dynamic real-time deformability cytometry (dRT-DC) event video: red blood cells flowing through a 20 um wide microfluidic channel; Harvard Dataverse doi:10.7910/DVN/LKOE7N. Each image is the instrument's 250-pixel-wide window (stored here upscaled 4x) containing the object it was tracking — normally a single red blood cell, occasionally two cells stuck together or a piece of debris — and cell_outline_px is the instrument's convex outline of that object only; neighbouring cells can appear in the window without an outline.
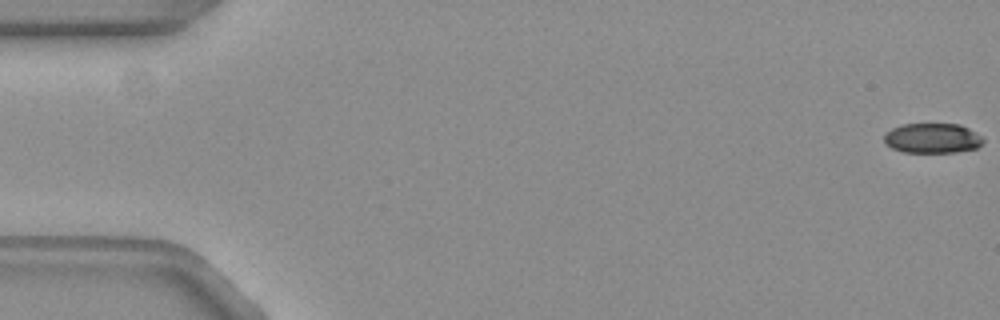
{"species": "common noctule bat (a hibernating species)", "species_latin": "Nyctalus noctula", "temperature_condition": "warm", "stored_images_in_passage": 13, "camera_frame_rate_fps": 3000, "um_per_image_px": 0.085, "animal": {"sex": "female", "body_mass_g": 19.3, "forearm_length_mm": 54.1}, "frame": {"image": 1, "passage_image": 1, "time_ms": 0.0, "image_size_px": [1000, 320], "cell_outline_px": [[984, 140], [976, 148], [952, 152], [904, 152], [892, 148], [884, 140], [884, 136], [892, 128], [904, 124], [960, 124], [968, 128], [980, 136]], "centroid_in_image_um": [79.25, 11.74], "position_along_channel_um": 5.8, "area_um2": 16.94}}